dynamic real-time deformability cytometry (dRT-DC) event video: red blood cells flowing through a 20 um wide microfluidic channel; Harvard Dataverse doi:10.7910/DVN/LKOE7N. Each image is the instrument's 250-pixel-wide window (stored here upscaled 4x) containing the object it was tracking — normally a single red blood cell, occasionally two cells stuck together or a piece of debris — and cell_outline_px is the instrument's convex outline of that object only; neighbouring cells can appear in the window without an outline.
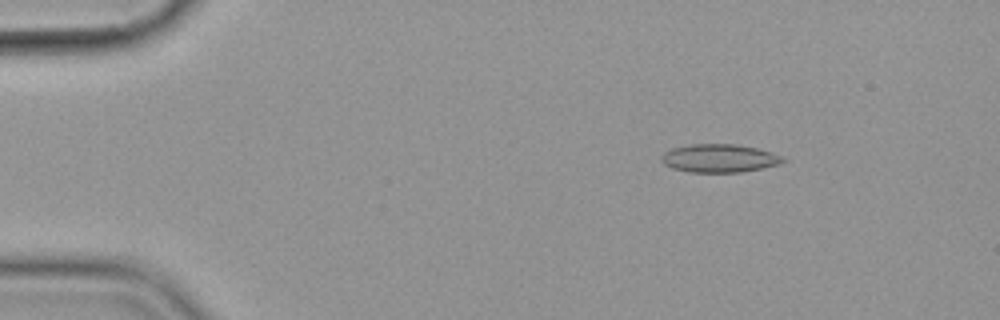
{"species": "common noctule bat (a hibernating species)", "species_latin": "Nyctalus noctula", "temperature_condition": "cold", "stored_images_in_passage": 7, "camera_frame_rate_fps": 3000, "um_per_image_px": 0.085, "animal": {"sex": "female", "body_mass_g": 19.9}, "frame": {"image": 1, "passage_image": 3, "time_ms": 2.333, "image_size_px": [1000, 320], "cell_outline_px": [[788, 160], [780, 164], [764, 168], [740, 172], [688, 172], [672, 168], [664, 164], [660, 160], [660, 156], [664, 152], [672, 148], [692, 144], [736, 144], [756, 148], [772, 152], [784, 156]], "centroid_in_image_um": [61.17, 13.45], "position_along_channel_um": 23.8, "area_um2": 20.23}}
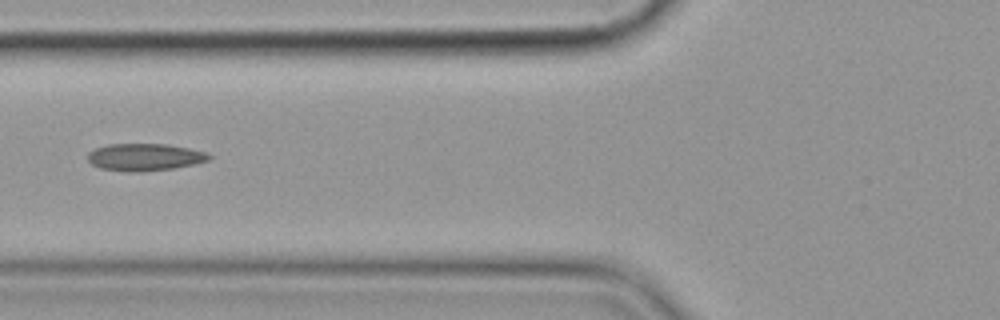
{"frame": {"image": 2, "passage_image": 7, "time_ms": 7.0, "image_size_px": [1000, 320], "cell_outline_px": [[212, 160], [196, 164], [172, 168], [140, 172], [128, 172], [100, 168], [92, 164], [88, 160], [88, 152], [96, 148], [108, 144], [168, 144], [208, 152], [212, 156]], "centroid_in_image_um": [12.35, 13.35], "position_along_channel_um": 113.5, "area_um2": 19.42}}